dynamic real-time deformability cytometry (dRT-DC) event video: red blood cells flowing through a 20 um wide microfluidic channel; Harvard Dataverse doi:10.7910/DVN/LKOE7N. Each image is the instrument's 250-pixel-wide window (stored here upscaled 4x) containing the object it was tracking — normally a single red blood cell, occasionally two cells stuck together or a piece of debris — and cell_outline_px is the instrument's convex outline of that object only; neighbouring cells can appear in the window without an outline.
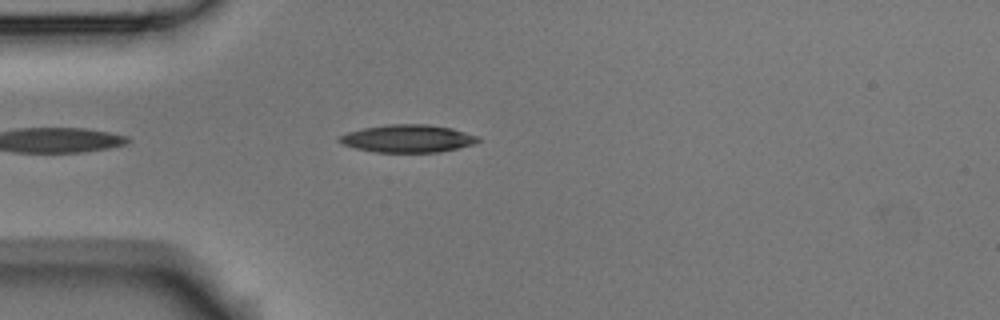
{"species": "Egyptian fruit bat (a non-hibernating species)", "species_latin": "Rousettus aegyptiacus", "temperature_condition": "room temperature", "stored_images_in_passage": 2, "camera_frame_rate_fps": 3000, "um_per_image_px": 0.085, "animal": {"sex": "male"}, "frame": {"image": 1, "passage_image": 2, "time_ms": 0.333, "image_size_px": [1000, 320], "cell_outline_px": [[480, 140], [472, 144], [460, 148], [440, 152], [376, 152], [356, 148], [344, 144], [336, 140], [340, 136], [348, 132], [364, 128], [388, 124], [428, 124], [452, 128], [480, 136]], "centroid_in_image_um": [34.7, 11.77], "position_along_channel_um": 50.3, "area_um2": 22.37}}